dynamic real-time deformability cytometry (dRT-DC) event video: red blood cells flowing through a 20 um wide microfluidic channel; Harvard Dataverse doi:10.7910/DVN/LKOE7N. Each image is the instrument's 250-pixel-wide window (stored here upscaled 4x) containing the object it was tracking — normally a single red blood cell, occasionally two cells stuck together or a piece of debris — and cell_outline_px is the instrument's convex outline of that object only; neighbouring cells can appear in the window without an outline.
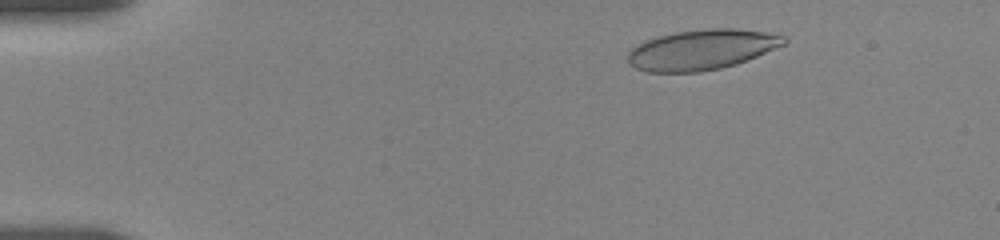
{"species": "human", "species_latin": "Homo sapiens", "temperature_condition": "room temperature", "stored_images_in_passage": 7, "camera_frame_rate_fps": 3000, "um_per_image_px": 0.085, "donor": {"sex": "female"}, "frame": {"image": 1, "passage_image": 2, "time_ms": 1.0, "image_size_px": [1000, 240], "cell_outline_px": [[788, 40], [784, 44], [748, 60], [736, 64], [720, 68], [700, 72], [648, 72], [636, 68], [628, 64], [628, 52], [632, 48], [644, 40], [656, 36], [676, 32], [704, 28], [736, 28], [764, 32], [784, 36]], "centroid_in_image_um": [59.61, 4.22], "position_along_channel_um": 25.4, "area_um2": 36.7}}
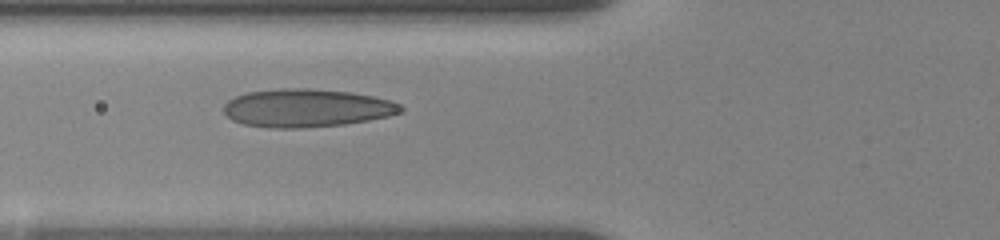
{"frame": {"image": 2, "passage_image": 6, "time_ms": 5.333, "image_size_px": [1000, 240], "cell_outline_px": [[404, 112], [388, 116], [368, 120], [344, 124], [300, 128], [272, 128], [244, 124], [232, 120], [224, 112], [224, 104], [228, 100], [236, 96], [248, 92], [284, 88], [304, 88], [348, 92], [372, 96], [392, 100], [400, 104], [404, 108]], "centroid_in_image_um": [26.08, 9.18], "position_along_channel_um": 99.7, "area_um2": 39.19}}
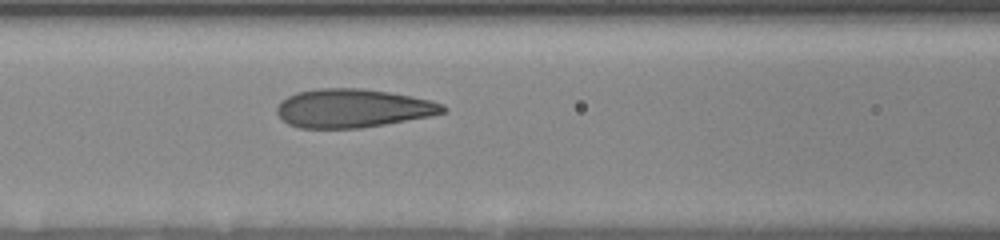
{"frame": {"image": 3, "passage_image": 7, "time_ms": 6.333, "image_size_px": [1000, 240], "cell_outline_px": [[448, 108], [444, 112], [432, 116], [360, 128], [300, 128], [288, 124], [276, 112], [276, 108], [280, 100], [296, 92], [320, 88], [360, 88], [392, 92], [412, 96], [444, 104]], "centroid_in_image_um": [29.99, 9.19], "position_along_channel_um": 136.6, "area_um2": 37.45}}